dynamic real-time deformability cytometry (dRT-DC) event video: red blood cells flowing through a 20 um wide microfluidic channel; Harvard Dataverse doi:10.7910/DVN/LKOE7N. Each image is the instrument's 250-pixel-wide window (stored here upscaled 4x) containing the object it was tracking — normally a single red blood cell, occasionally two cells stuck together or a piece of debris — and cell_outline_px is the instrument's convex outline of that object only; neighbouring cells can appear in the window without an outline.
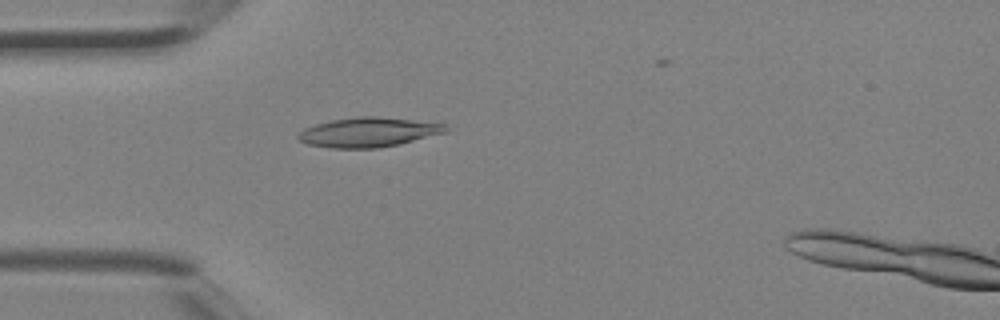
{"species": "Egyptian fruit bat (a non-hibernating species)", "species_latin": "Rousettus aegyptiacus", "temperature_condition": "room temperature", "stored_images_in_passage": 4, "camera_frame_rate_fps": 3000, "um_per_image_px": 0.085, "animal": {"sex": "female"}, "frame": {"image": 1, "passage_image": 3, "time_ms": 0.667, "image_size_px": [1000, 320], "cell_outline_px": [[448, 132], [400, 144], [376, 148], [332, 148], [308, 144], [300, 140], [296, 136], [304, 128], [316, 124], [332, 120], [360, 116], [376, 116], [412, 120], [444, 124], [448, 128]], "centroid_in_image_um": [31.32, 11.24], "position_along_channel_um": 53.7, "area_um2": 25.26}}